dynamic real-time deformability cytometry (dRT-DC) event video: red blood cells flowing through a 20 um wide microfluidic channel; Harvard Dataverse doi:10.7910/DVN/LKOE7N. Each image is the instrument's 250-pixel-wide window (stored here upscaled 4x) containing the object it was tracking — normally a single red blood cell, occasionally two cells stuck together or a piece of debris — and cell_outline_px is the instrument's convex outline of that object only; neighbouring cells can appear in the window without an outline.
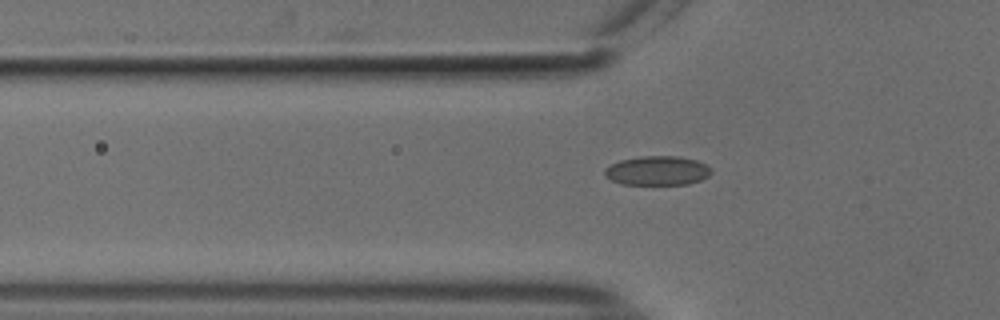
{"species": "common noctule bat (a hibernating species)", "species_latin": "Nyctalus noctula", "temperature_condition": "cold", "stored_images_in_passage": 40, "camera_frame_rate_fps": 3000, "um_per_image_px": 0.085, "animal": {"sex": "male", "body_mass_g": 18.8}, "frame": {"image": 1, "passage_image": 5, "time_ms": 1.333, "image_size_px": [1000, 320], "cell_outline_px": [[712, 172], [708, 176], [700, 180], [688, 184], [620, 184], [604, 176], [604, 168], [620, 160], [640, 156], [680, 156], [696, 160], [712, 168]], "centroid_in_image_um": [55.87, 14.5], "position_along_channel_um": 69.9, "area_um2": 18.21}}
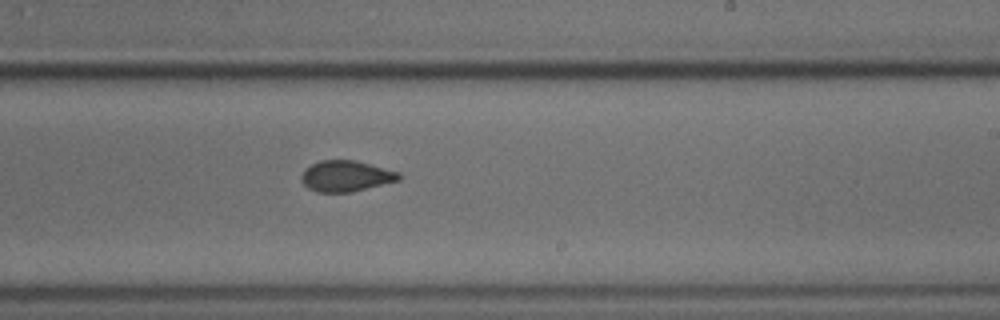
{"frame": {"image": 2, "passage_image": 20, "time_ms": 6.333, "image_size_px": [1000, 320], "cell_outline_px": [[400, 180], [352, 192], [316, 192], [308, 188], [300, 180], [300, 176], [304, 168], [320, 160], [352, 160], [400, 172]], "centroid_in_image_um": [29.36, 14.97], "position_along_channel_um": 259.6, "area_um2": 17.57}}
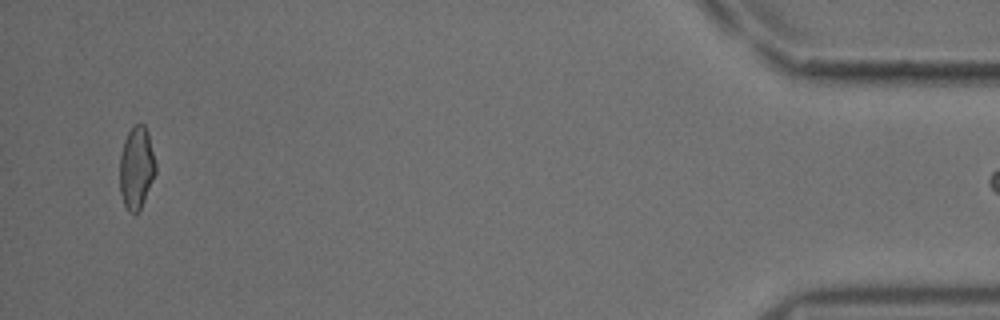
{"frame": {"image": 3, "passage_image": 39, "time_ms": 12.667, "image_size_px": [1000, 320], "cell_outline_px": [[156, 172], [144, 200], [140, 208], [136, 212], [128, 212], [124, 204], [120, 192], [120, 156], [124, 140], [128, 132], [136, 124], [144, 124], [148, 132], [156, 164]], "centroid_in_image_um": [11.6, 14.25], "position_along_channel_um": 423.6, "area_um2": 17.05}}